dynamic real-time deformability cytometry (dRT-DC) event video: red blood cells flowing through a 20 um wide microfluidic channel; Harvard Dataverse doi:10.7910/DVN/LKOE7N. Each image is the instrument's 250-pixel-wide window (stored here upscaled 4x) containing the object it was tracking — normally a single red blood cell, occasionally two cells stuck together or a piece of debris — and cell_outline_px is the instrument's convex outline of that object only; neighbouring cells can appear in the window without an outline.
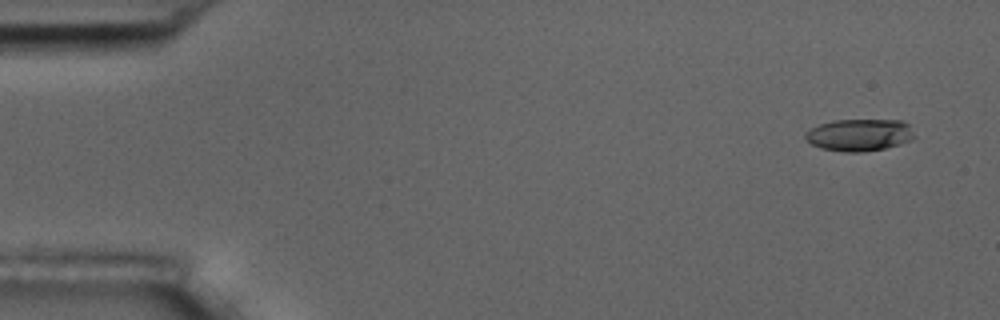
{"species": "common noctule bat (a hibernating species)", "species_latin": "Nyctalus noctula", "temperature_condition": "room temperature", "stored_images_in_passage": 4, "camera_frame_rate_fps": 3000, "um_per_image_px": 0.085, "animal": {"sex": "male", "body_mass_g": 17.5, "forearm_length_mm": 52.3}, "frame": {"image": 1, "passage_image": 1, "time_ms": 0.0, "image_size_px": [1000, 320], "cell_outline_px": [[916, 136], [912, 140], [900, 144], [884, 148], [864, 152], [844, 152], [820, 148], [812, 144], [804, 136], [804, 132], [820, 124], [832, 120], [904, 120], [908, 124]], "centroid_in_image_um": [73.07, 11.47], "position_along_channel_um": 11.9, "area_um2": 20.52}}
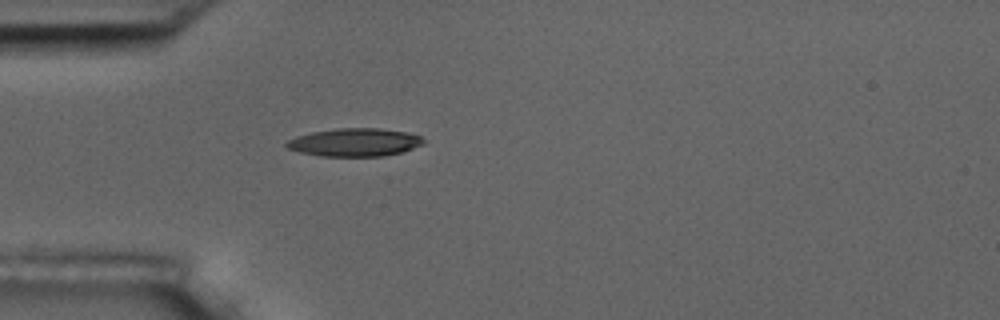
{"frame": {"image": 2, "passage_image": 4, "time_ms": 4.333, "image_size_px": [1000, 320], "cell_outline_px": [[428, 140], [424, 144], [404, 152], [384, 156], [320, 156], [300, 152], [288, 148], [284, 144], [288, 140], [296, 136], [312, 132], [336, 128], [380, 128], [404, 132], [420, 136]], "centroid_in_image_um": [30.18, 12.1], "position_along_channel_um": 54.8, "area_um2": 22.54}}